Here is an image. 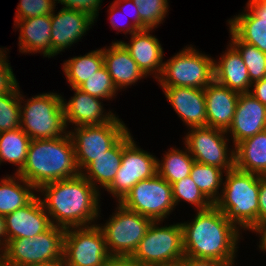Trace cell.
Returning <instances> with one entry per match:
<instances>
[{"label": "cell", "mask_w": 266, "mask_h": 266, "mask_svg": "<svg viewBox=\"0 0 266 266\" xmlns=\"http://www.w3.org/2000/svg\"><path fill=\"white\" fill-rule=\"evenodd\" d=\"M168 102L187 127L207 126L205 93L200 88L161 87Z\"/></svg>", "instance_id": "cell-18"}, {"label": "cell", "mask_w": 266, "mask_h": 266, "mask_svg": "<svg viewBox=\"0 0 266 266\" xmlns=\"http://www.w3.org/2000/svg\"><path fill=\"white\" fill-rule=\"evenodd\" d=\"M110 256L97 224L66 229L62 266H104Z\"/></svg>", "instance_id": "cell-13"}, {"label": "cell", "mask_w": 266, "mask_h": 266, "mask_svg": "<svg viewBox=\"0 0 266 266\" xmlns=\"http://www.w3.org/2000/svg\"><path fill=\"white\" fill-rule=\"evenodd\" d=\"M0 266H9L7 264H5L3 261L0 262Z\"/></svg>", "instance_id": "cell-51"}, {"label": "cell", "mask_w": 266, "mask_h": 266, "mask_svg": "<svg viewBox=\"0 0 266 266\" xmlns=\"http://www.w3.org/2000/svg\"><path fill=\"white\" fill-rule=\"evenodd\" d=\"M203 90L206 101L207 126L227 131L234 118L239 93L215 80Z\"/></svg>", "instance_id": "cell-21"}, {"label": "cell", "mask_w": 266, "mask_h": 266, "mask_svg": "<svg viewBox=\"0 0 266 266\" xmlns=\"http://www.w3.org/2000/svg\"><path fill=\"white\" fill-rule=\"evenodd\" d=\"M20 104L19 83L12 90L0 93V132L20 128Z\"/></svg>", "instance_id": "cell-34"}, {"label": "cell", "mask_w": 266, "mask_h": 266, "mask_svg": "<svg viewBox=\"0 0 266 266\" xmlns=\"http://www.w3.org/2000/svg\"><path fill=\"white\" fill-rule=\"evenodd\" d=\"M94 21L93 17L82 11L63 7L55 14L54 9L51 13V56H57L78 42Z\"/></svg>", "instance_id": "cell-15"}, {"label": "cell", "mask_w": 266, "mask_h": 266, "mask_svg": "<svg viewBox=\"0 0 266 266\" xmlns=\"http://www.w3.org/2000/svg\"><path fill=\"white\" fill-rule=\"evenodd\" d=\"M33 190L37 191L18 174L0 179V215L6 216L29 204L37 196Z\"/></svg>", "instance_id": "cell-27"}, {"label": "cell", "mask_w": 266, "mask_h": 266, "mask_svg": "<svg viewBox=\"0 0 266 266\" xmlns=\"http://www.w3.org/2000/svg\"><path fill=\"white\" fill-rule=\"evenodd\" d=\"M173 202L184 200L193 205L196 210H205L213 205V203L200 191L190 176L183 178L172 184Z\"/></svg>", "instance_id": "cell-35"}, {"label": "cell", "mask_w": 266, "mask_h": 266, "mask_svg": "<svg viewBox=\"0 0 266 266\" xmlns=\"http://www.w3.org/2000/svg\"><path fill=\"white\" fill-rule=\"evenodd\" d=\"M223 53L214 60V80L239 94L249 93L252 83L240 53L231 43Z\"/></svg>", "instance_id": "cell-24"}, {"label": "cell", "mask_w": 266, "mask_h": 266, "mask_svg": "<svg viewBox=\"0 0 266 266\" xmlns=\"http://www.w3.org/2000/svg\"><path fill=\"white\" fill-rule=\"evenodd\" d=\"M188 129L184 145L195 162L213 165L225 172L235 168V148L228 149L226 131L208 126Z\"/></svg>", "instance_id": "cell-14"}, {"label": "cell", "mask_w": 266, "mask_h": 266, "mask_svg": "<svg viewBox=\"0 0 266 266\" xmlns=\"http://www.w3.org/2000/svg\"><path fill=\"white\" fill-rule=\"evenodd\" d=\"M4 223L6 243L15 238H34L52 226L38 195L26 206L4 216Z\"/></svg>", "instance_id": "cell-16"}, {"label": "cell", "mask_w": 266, "mask_h": 266, "mask_svg": "<svg viewBox=\"0 0 266 266\" xmlns=\"http://www.w3.org/2000/svg\"><path fill=\"white\" fill-rule=\"evenodd\" d=\"M104 65L102 48L75 56L63 63V71L70 87L78 88Z\"/></svg>", "instance_id": "cell-29"}, {"label": "cell", "mask_w": 266, "mask_h": 266, "mask_svg": "<svg viewBox=\"0 0 266 266\" xmlns=\"http://www.w3.org/2000/svg\"><path fill=\"white\" fill-rule=\"evenodd\" d=\"M230 43L240 53L249 73L251 83L266 77V53L257 47L242 42L230 29Z\"/></svg>", "instance_id": "cell-33"}, {"label": "cell", "mask_w": 266, "mask_h": 266, "mask_svg": "<svg viewBox=\"0 0 266 266\" xmlns=\"http://www.w3.org/2000/svg\"><path fill=\"white\" fill-rule=\"evenodd\" d=\"M123 155V136L105 154L92 161L81 174L99 191L105 190L115 179ZM85 171V172H84ZM99 184V185H97Z\"/></svg>", "instance_id": "cell-26"}, {"label": "cell", "mask_w": 266, "mask_h": 266, "mask_svg": "<svg viewBox=\"0 0 266 266\" xmlns=\"http://www.w3.org/2000/svg\"><path fill=\"white\" fill-rule=\"evenodd\" d=\"M266 129V105L250 93L239 94L234 118L226 133L231 134L234 147L241 141Z\"/></svg>", "instance_id": "cell-17"}, {"label": "cell", "mask_w": 266, "mask_h": 266, "mask_svg": "<svg viewBox=\"0 0 266 266\" xmlns=\"http://www.w3.org/2000/svg\"><path fill=\"white\" fill-rule=\"evenodd\" d=\"M113 3L118 6L119 9H123V8H129L128 6L131 7V10L134 12L133 15V21L132 23L139 29L141 30V19H140V15L138 12V7L136 6V4L134 3L133 0H114ZM122 4V5H121ZM122 6V7H121ZM126 6V7H125ZM133 7V8H132ZM130 9V8H129Z\"/></svg>", "instance_id": "cell-47"}, {"label": "cell", "mask_w": 266, "mask_h": 266, "mask_svg": "<svg viewBox=\"0 0 266 266\" xmlns=\"http://www.w3.org/2000/svg\"><path fill=\"white\" fill-rule=\"evenodd\" d=\"M156 173V156L138 147L128 130L123 135V155L119 170L106 191L120 202L138 182L152 178Z\"/></svg>", "instance_id": "cell-11"}, {"label": "cell", "mask_w": 266, "mask_h": 266, "mask_svg": "<svg viewBox=\"0 0 266 266\" xmlns=\"http://www.w3.org/2000/svg\"><path fill=\"white\" fill-rule=\"evenodd\" d=\"M138 7L141 30L155 29L168 13V0H133Z\"/></svg>", "instance_id": "cell-37"}, {"label": "cell", "mask_w": 266, "mask_h": 266, "mask_svg": "<svg viewBox=\"0 0 266 266\" xmlns=\"http://www.w3.org/2000/svg\"><path fill=\"white\" fill-rule=\"evenodd\" d=\"M55 7L56 0H20L14 19L21 20L42 15H51Z\"/></svg>", "instance_id": "cell-38"}, {"label": "cell", "mask_w": 266, "mask_h": 266, "mask_svg": "<svg viewBox=\"0 0 266 266\" xmlns=\"http://www.w3.org/2000/svg\"><path fill=\"white\" fill-rule=\"evenodd\" d=\"M214 80V59L186 46L163 63L160 87L206 88Z\"/></svg>", "instance_id": "cell-8"}, {"label": "cell", "mask_w": 266, "mask_h": 266, "mask_svg": "<svg viewBox=\"0 0 266 266\" xmlns=\"http://www.w3.org/2000/svg\"><path fill=\"white\" fill-rule=\"evenodd\" d=\"M251 231L259 235L260 244L258 246L261 251L266 252V222L256 225Z\"/></svg>", "instance_id": "cell-48"}, {"label": "cell", "mask_w": 266, "mask_h": 266, "mask_svg": "<svg viewBox=\"0 0 266 266\" xmlns=\"http://www.w3.org/2000/svg\"><path fill=\"white\" fill-rule=\"evenodd\" d=\"M110 5L111 6H109V10L108 11H109V15H110L109 16L110 17V23H111L113 29L118 30V33L119 32H121V33L123 32L124 34L129 33L130 35L133 34V33H135V32H137V31H139V29L133 23L129 24L128 26H123L124 28H122V25H124V24L122 23V25H120L121 20H118L119 18L116 17V14H118L122 10L119 9L118 6H116L113 2ZM115 18H118V19H116L117 21L116 20H113Z\"/></svg>", "instance_id": "cell-41"}, {"label": "cell", "mask_w": 266, "mask_h": 266, "mask_svg": "<svg viewBox=\"0 0 266 266\" xmlns=\"http://www.w3.org/2000/svg\"><path fill=\"white\" fill-rule=\"evenodd\" d=\"M184 147V151L173 147L163 154L161 161L157 159V173L171 185L190 176L195 162L187 147Z\"/></svg>", "instance_id": "cell-31"}, {"label": "cell", "mask_w": 266, "mask_h": 266, "mask_svg": "<svg viewBox=\"0 0 266 266\" xmlns=\"http://www.w3.org/2000/svg\"><path fill=\"white\" fill-rule=\"evenodd\" d=\"M234 148L235 168L266 176V129L239 142Z\"/></svg>", "instance_id": "cell-25"}, {"label": "cell", "mask_w": 266, "mask_h": 266, "mask_svg": "<svg viewBox=\"0 0 266 266\" xmlns=\"http://www.w3.org/2000/svg\"><path fill=\"white\" fill-rule=\"evenodd\" d=\"M14 27L20 28L19 52L42 53L51 58V15L14 20Z\"/></svg>", "instance_id": "cell-22"}, {"label": "cell", "mask_w": 266, "mask_h": 266, "mask_svg": "<svg viewBox=\"0 0 266 266\" xmlns=\"http://www.w3.org/2000/svg\"><path fill=\"white\" fill-rule=\"evenodd\" d=\"M74 130V131H73ZM68 131L75 151L78 170H83L105 154L129 129L118 117L102 125H82Z\"/></svg>", "instance_id": "cell-10"}, {"label": "cell", "mask_w": 266, "mask_h": 266, "mask_svg": "<svg viewBox=\"0 0 266 266\" xmlns=\"http://www.w3.org/2000/svg\"><path fill=\"white\" fill-rule=\"evenodd\" d=\"M246 8L258 19L266 18V0H248Z\"/></svg>", "instance_id": "cell-46"}, {"label": "cell", "mask_w": 266, "mask_h": 266, "mask_svg": "<svg viewBox=\"0 0 266 266\" xmlns=\"http://www.w3.org/2000/svg\"><path fill=\"white\" fill-rule=\"evenodd\" d=\"M31 138L21 129L0 132V165L3 162L17 165L15 174L24 167Z\"/></svg>", "instance_id": "cell-30"}, {"label": "cell", "mask_w": 266, "mask_h": 266, "mask_svg": "<svg viewBox=\"0 0 266 266\" xmlns=\"http://www.w3.org/2000/svg\"><path fill=\"white\" fill-rule=\"evenodd\" d=\"M258 204H259V224H260L266 222V176H260Z\"/></svg>", "instance_id": "cell-43"}, {"label": "cell", "mask_w": 266, "mask_h": 266, "mask_svg": "<svg viewBox=\"0 0 266 266\" xmlns=\"http://www.w3.org/2000/svg\"><path fill=\"white\" fill-rule=\"evenodd\" d=\"M229 29L244 43L266 53V18H256L248 9L228 20Z\"/></svg>", "instance_id": "cell-28"}, {"label": "cell", "mask_w": 266, "mask_h": 266, "mask_svg": "<svg viewBox=\"0 0 266 266\" xmlns=\"http://www.w3.org/2000/svg\"><path fill=\"white\" fill-rule=\"evenodd\" d=\"M73 97L67 102L63 98L66 127L72 123L74 127L82 125H102L110 122L115 116L111 111L104 112L103 101L78 88L72 87ZM101 100V101H100ZM104 113V114H103Z\"/></svg>", "instance_id": "cell-19"}, {"label": "cell", "mask_w": 266, "mask_h": 266, "mask_svg": "<svg viewBox=\"0 0 266 266\" xmlns=\"http://www.w3.org/2000/svg\"><path fill=\"white\" fill-rule=\"evenodd\" d=\"M249 93L261 104L266 105V77L251 84Z\"/></svg>", "instance_id": "cell-44"}, {"label": "cell", "mask_w": 266, "mask_h": 266, "mask_svg": "<svg viewBox=\"0 0 266 266\" xmlns=\"http://www.w3.org/2000/svg\"><path fill=\"white\" fill-rule=\"evenodd\" d=\"M6 245V232L4 216L0 215V248L3 249Z\"/></svg>", "instance_id": "cell-49"}, {"label": "cell", "mask_w": 266, "mask_h": 266, "mask_svg": "<svg viewBox=\"0 0 266 266\" xmlns=\"http://www.w3.org/2000/svg\"><path fill=\"white\" fill-rule=\"evenodd\" d=\"M181 226L185 257L235 262L240 230L214 204Z\"/></svg>", "instance_id": "cell-2"}, {"label": "cell", "mask_w": 266, "mask_h": 266, "mask_svg": "<svg viewBox=\"0 0 266 266\" xmlns=\"http://www.w3.org/2000/svg\"><path fill=\"white\" fill-rule=\"evenodd\" d=\"M36 192L44 195L43 198L39 196L40 201L52 225L64 229L91 226L101 217L100 191L81 173L76 177L46 183Z\"/></svg>", "instance_id": "cell-1"}, {"label": "cell", "mask_w": 266, "mask_h": 266, "mask_svg": "<svg viewBox=\"0 0 266 266\" xmlns=\"http://www.w3.org/2000/svg\"><path fill=\"white\" fill-rule=\"evenodd\" d=\"M78 89L103 100H111L119 91L113 84L105 65L82 83Z\"/></svg>", "instance_id": "cell-36"}, {"label": "cell", "mask_w": 266, "mask_h": 266, "mask_svg": "<svg viewBox=\"0 0 266 266\" xmlns=\"http://www.w3.org/2000/svg\"><path fill=\"white\" fill-rule=\"evenodd\" d=\"M167 266H185L182 262L177 263V264H172V265H167Z\"/></svg>", "instance_id": "cell-50"}, {"label": "cell", "mask_w": 266, "mask_h": 266, "mask_svg": "<svg viewBox=\"0 0 266 266\" xmlns=\"http://www.w3.org/2000/svg\"><path fill=\"white\" fill-rule=\"evenodd\" d=\"M6 53L0 48V93L10 91L18 84Z\"/></svg>", "instance_id": "cell-39"}, {"label": "cell", "mask_w": 266, "mask_h": 266, "mask_svg": "<svg viewBox=\"0 0 266 266\" xmlns=\"http://www.w3.org/2000/svg\"><path fill=\"white\" fill-rule=\"evenodd\" d=\"M152 29L139 30L131 34L130 43L120 42L130 53L145 76L154 75L158 79L163 68V49L160 41L150 34Z\"/></svg>", "instance_id": "cell-20"}, {"label": "cell", "mask_w": 266, "mask_h": 266, "mask_svg": "<svg viewBox=\"0 0 266 266\" xmlns=\"http://www.w3.org/2000/svg\"><path fill=\"white\" fill-rule=\"evenodd\" d=\"M65 231L52 225L34 238L11 239L2 249V261L9 266L62 265Z\"/></svg>", "instance_id": "cell-5"}, {"label": "cell", "mask_w": 266, "mask_h": 266, "mask_svg": "<svg viewBox=\"0 0 266 266\" xmlns=\"http://www.w3.org/2000/svg\"><path fill=\"white\" fill-rule=\"evenodd\" d=\"M56 2L64 5V8L82 11L97 19L102 0H56Z\"/></svg>", "instance_id": "cell-40"}, {"label": "cell", "mask_w": 266, "mask_h": 266, "mask_svg": "<svg viewBox=\"0 0 266 266\" xmlns=\"http://www.w3.org/2000/svg\"><path fill=\"white\" fill-rule=\"evenodd\" d=\"M119 203L152 221L163 222L175 209L172 185L158 173L138 182Z\"/></svg>", "instance_id": "cell-12"}, {"label": "cell", "mask_w": 266, "mask_h": 266, "mask_svg": "<svg viewBox=\"0 0 266 266\" xmlns=\"http://www.w3.org/2000/svg\"><path fill=\"white\" fill-rule=\"evenodd\" d=\"M17 174L36 189L49 182L78 176L80 171L69 133L54 139L31 140L26 163Z\"/></svg>", "instance_id": "cell-3"}, {"label": "cell", "mask_w": 266, "mask_h": 266, "mask_svg": "<svg viewBox=\"0 0 266 266\" xmlns=\"http://www.w3.org/2000/svg\"><path fill=\"white\" fill-rule=\"evenodd\" d=\"M222 188L214 205L239 230L251 231L259 224L260 175L233 168L225 172Z\"/></svg>", "instance_id": "cell-4"}, {"label": "cell", "mask_w": 266, "mask_h": 266, "mask_svg": "<svg viewBox=\"0 0 266 266\" xmlns=\"http://www.w3.org/2000/svg\"><path fill=\"white\" fill-rule=\"evenodd\" d=\"M153 221L131 257L142 266H167L185 258L181 223ZM160 225V226H158Z\"/></svg>", "instance_id": "cell-7"}, {"label": "cell", "mask_w": 266, "mask_h": 266, "mask_svg": "<svg viewBox=\"0 0 266 266\" xmlns=\"http://www.w3.org/2000/svg\"><path fill=\"white\" fill-rule=\"evenodd\" d=\"M2 261V249L0 248V262Z\"/></svg>", "instance_id": "cell-52"}, {"label": "cell", "mask_w": 266, "mask_h": 266, "mask_svg": "<svg viewBox=\"0 0 266 266\" xmlns=\"http://www.w3.org/2000/svg\"><path fill=\"white\" fill-rule=\"evenodd\" d=\"M225 171L213 165L194 162L190 177L200 191L214 204L221 196L223 174Z\"/></svg>", "instance_id": "cell-32"}, {"label": "cell", "mask_w": 266, "mask_h": 266, "mask_svg": "<svg viewBox=\"0 0 266 266\" xmlns=\"http://www.w3.org/2000/svg\"><path fill=\"white\" fill-rule=\"evenodd\" d=\"M185 266H233L235 262H222L212 259H197L192 257H185L181 261Z\"/></svg>", "instance_id": "cell-42"}, {"label": "cell", "mask_w": 266, "mask_h": 266, "mask_svg": "<svg viewBox=\"0 0 266 266\" xmlns=\"http://www.w3.org/2000/svg\"><path fill=\"white\" fill-rule=\"evenodd\" d=\"M104 266H142L131 256L111 255Z\"/></svg>", "instance_id": "cell-45"}, {"label": "cell", "mask_w": 266, "mask_h": 266, "mask_svg": "<svg viewBox=\"0 0 266 266\" xmlns=\"http://www.w3.org/2000/svg\"><path fill=\"white\" fill-rule=\"evenodd\" d=\"M44 266H62V265H44Z\"/></svg>", "instance_id": "cell-53"}, {"label": "cell", "mask_w": 266, "mask_h": 266, "mask_svg": "<svg viewBox=\"0 0 266 266\" xmlns=\"http://www.w3.org/2000/svg\"><path fill=\"white\" fill-rule=\"evenodd\" d=\"M21 93L20 128L31 140L54 139L68 133L61 94L42 93L24 101L25 96Z\"/></svg>", "instance_id": "cell-6"}, {"label": "cell", "mask_w": 266, "mask_h": 266, "mask_svg": "<svg viewBox=\"0 0 266 266\" xmlns=\"http://www.w3.org/2000/svg\"><path fill=\"white\" fill-rule=\"evenodd\" d=\"M115 209L104 225H97L110 255L131 256L153 221L119 202Z\"/></svg>", "instance_id": "cell-9"}, {"label": "cell", "mask_w": 266, "mask_h": 266, "mask_svg": "<svg viewBox=\"0 0 266 266\" xmlns=\"http://www.w3.org/2000/svg\"><path fill=\"white\" fill-rule=\"evenodd\" d=\"M108 47V49L106 47L102 49L104 65L117 90L134 85L138 80L146 77L120 42H112Z\"/></svg>", "instance_id": "cell-23"}]
</instances>
